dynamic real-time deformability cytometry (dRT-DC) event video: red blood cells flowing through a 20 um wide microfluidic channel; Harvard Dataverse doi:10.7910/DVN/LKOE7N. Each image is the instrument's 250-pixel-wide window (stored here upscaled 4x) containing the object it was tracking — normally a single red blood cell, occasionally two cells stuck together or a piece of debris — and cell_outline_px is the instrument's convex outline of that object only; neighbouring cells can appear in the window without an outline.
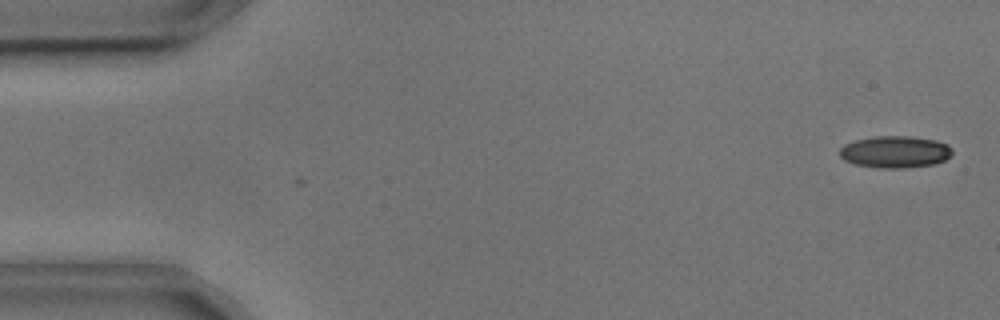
{"species": "common noctule bat (a hibernating species)", "species_latin": "Nyctalus noctula", "temperature_condition": "cold", "stored_images_in_passage": 2, "camera_frame_rate_fps": 3000, "um_per_image_px": 0.085, "animal": {"sex": "male", "body_mass_g": 17.9, "forearm_length_mm": 54.2}, "frame": {"image": 1, "passage_image": 2, "time_ms": 0.333, "image_size_px": [1000, 320], "cell_outline_px": [[952, 152], [944, 160], [932, 164], [904, 168], [880, 168], [856, 164], [844, 160], [840, 156], [840, 148], [844, 144], [856, 140], [876, 136], [912, 136], [936, 140], [948, 144], [952, 148]], "centroid_in_image_um": [76.08, 12.9], "position_along_channel_um": 8.9, "area_um2": 20.87}}